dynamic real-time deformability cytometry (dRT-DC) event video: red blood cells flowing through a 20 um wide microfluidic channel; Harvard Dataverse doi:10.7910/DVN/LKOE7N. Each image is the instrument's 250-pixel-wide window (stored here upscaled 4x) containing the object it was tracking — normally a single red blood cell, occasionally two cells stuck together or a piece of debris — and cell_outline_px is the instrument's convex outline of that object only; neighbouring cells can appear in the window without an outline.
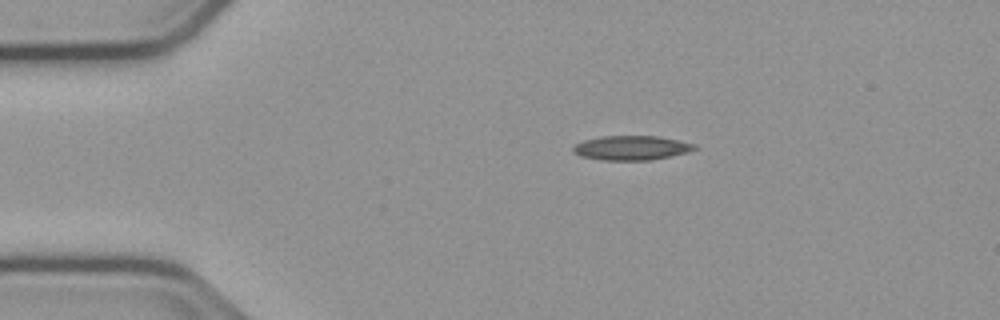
{"species": "common noctule bat (a hibernating species)", "species_latin": "Nyctalus noctula", "temperature_condition": "cold", "stored_images_in_passage": 45, "camera_frame_rate_fps": 3000, "um_per_image_px": 0.085, "animal": {"sex": "male", "body_mass_g": 23.1, "forearm_length_mm": 52.7}, "frame": {"image": 1, "passage_image": 1, "time_ms": 0.0, "image_size_px": [1000, 320], "cell_outline_px": [[696, 148], [688, 152], [652, 160], [604, 160], [580, 156], [572, 152], [572, 148], [576, 144], [584, 140], [600, 136], [660, 136], [696, 144]], "centroid_in_image_um": [53.66, 12.56], "position_along_channel_um": 31.3, "area_um2": 17.28}}
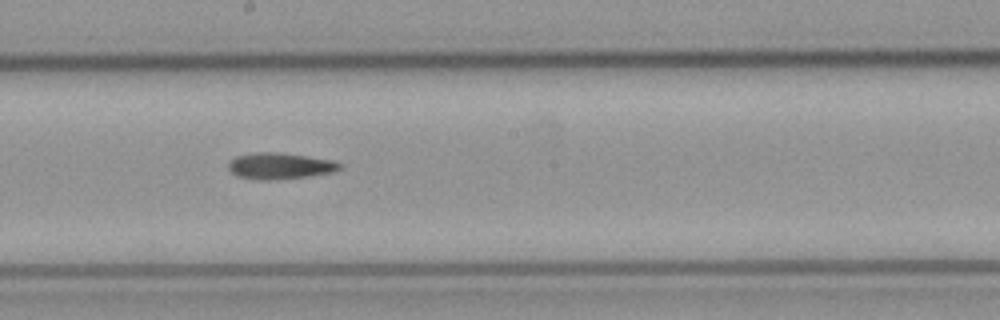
{"frame": {"image": 2, "passage_image": 20, "time_ms": 6.333, "image_size_px": [1000, 320], "cell_outline_px": [[340, 168], [332, 172], [308, 176], [268, 180], [260, 180], [236, 176], [228, 168], [228, 164], [236, 156], [256, 152], [276, 152], [332, 160], [340, 164]], "centroid_in_image_um": [23.74, 14.1], "position_along_channel_um": 224.5, "area_um2": 16.7}}
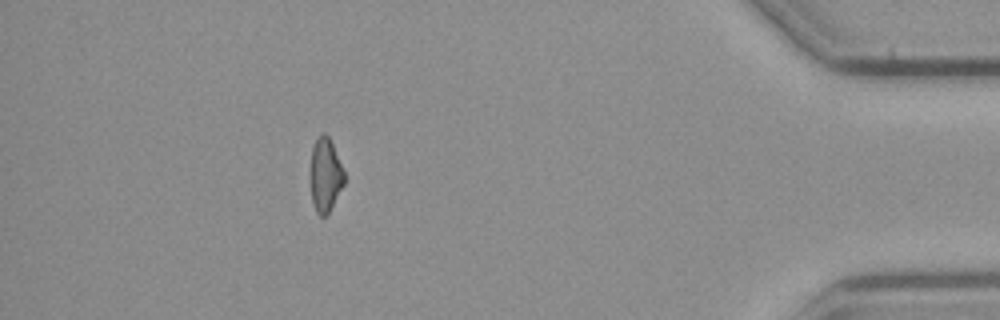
{"frame": {"image": 3, "passage_image": 39, "time_ms": 12.667, "image_size_px": [1000, 320], "cell_outline_px": [[344, 184], [328, 216], [320, 216], [316, 212], [312, 204], [308, 176], [308, 172], [312, 148], [316, 140], [324, 132], [328, 136], [332, 144], [344, 172]], "centroid_in_image_um": [27.6, 14.94], "position_along_channel_um": 407.6, "area_um2": 15.03}}